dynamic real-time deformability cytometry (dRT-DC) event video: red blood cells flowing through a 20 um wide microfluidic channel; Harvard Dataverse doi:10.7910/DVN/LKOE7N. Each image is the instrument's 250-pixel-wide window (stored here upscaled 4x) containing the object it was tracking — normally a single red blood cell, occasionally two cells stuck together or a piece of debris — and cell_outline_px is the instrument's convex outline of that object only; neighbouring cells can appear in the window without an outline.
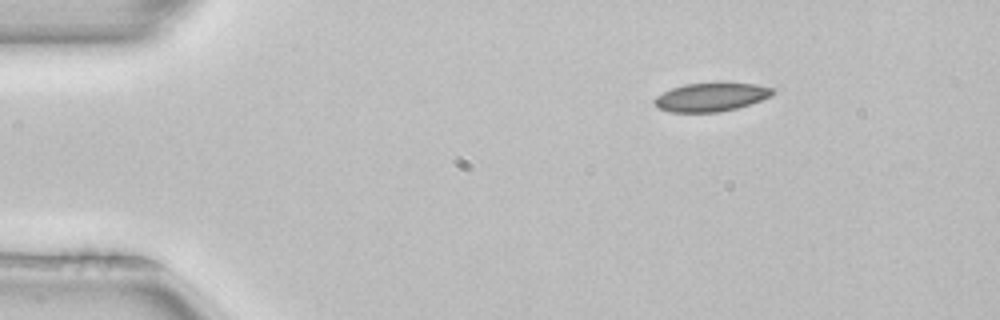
{"species": "common noctule bat (a hibernating species)", "species_latin": "Nyctalus noctula", "temperature_condition": "room temperature", "stored_images_in_passage": 2, "camera_frame_rate_fps": 3000, "um_per_image_px": 0.085, "animal": {"sex": "female", "body_mass_g": 22.7, "forearm_length_mm": 54.2}, "frame": {"image": 1, "passage_image": 1, "time_ms": 0.0, "image_size_px": [1000, 320], "cell_outline_px": [[776, 92], [772, 96], [736, 108], [720, 112], [668, 112], [660, 108], [652, 100], [656, 96], [672, 88], [684, 84], [716, 80], [720, 80], [756, 84], [776, 88]], "centroid_in_image_um": [60.49, 8.19], "position_along_channel_um": 24.5, "area_um2": 20.46}}